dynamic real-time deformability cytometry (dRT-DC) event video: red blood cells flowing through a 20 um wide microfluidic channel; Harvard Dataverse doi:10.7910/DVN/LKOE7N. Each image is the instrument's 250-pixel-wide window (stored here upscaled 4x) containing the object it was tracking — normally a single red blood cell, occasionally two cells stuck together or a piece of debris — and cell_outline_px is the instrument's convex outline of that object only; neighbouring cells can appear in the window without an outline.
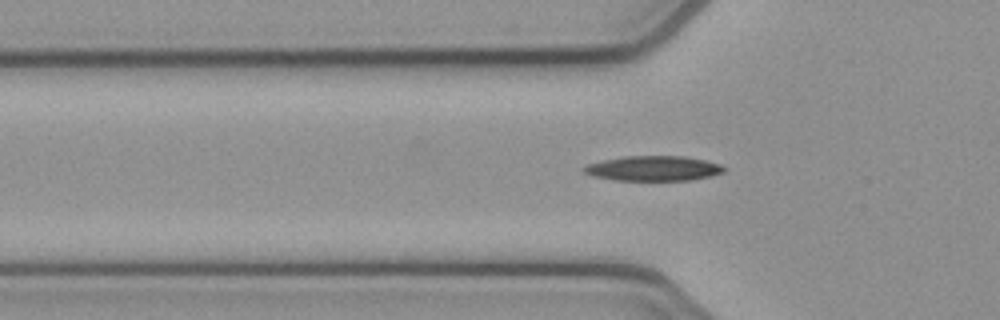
{"species": "common noctule bat (a hibernating species)", "species_latin": "Nyctalus noctula", "temperature_condition": "cold", "stored_images_in_passage": 39, "camera_frame_rate_fps": 3000, "um_per_image_px": 0.085, "animal": {"sex": "female", "body_mass_g": 21.9}, "frame": {"image": 1, "passage_image": 2, "time_ms": 0.333, "image_size_px": [1000, 320], "cell_outline_px": [[728, 168], [724, 172], [708, 176], [688, 180], [616, 180], [592, 176], [584, 172], [580, 168], [588, 164], [604, 160], [624, 156], [684, 156], [704, 160], [720, 164]], "centroid_in_image_um": [55.52, 14.31], "position_along_channel_um": 70.3, "area_um2": 20.29}}
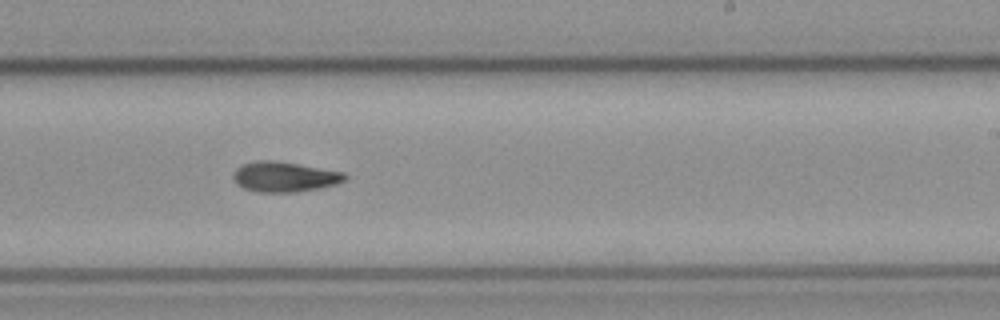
{"frame": {"image": 2, "passage_image": 17, "time_ms": 5.333, "image_size_px": [1000, 320], "cell_outline_px": [[348, 180], [336, 184], [320, 188], [296, 192], [256, 192], [244, 188], [236, 184], [232, 176], [232, 172], [236, 168], [244, 164], [260, 160], [272, 160], [344, 172], [348, 176]], "centroid_in_image_um": [24.18, 15.04], "position_along_channel_um": 264.8, "area_um2": 19.65}}
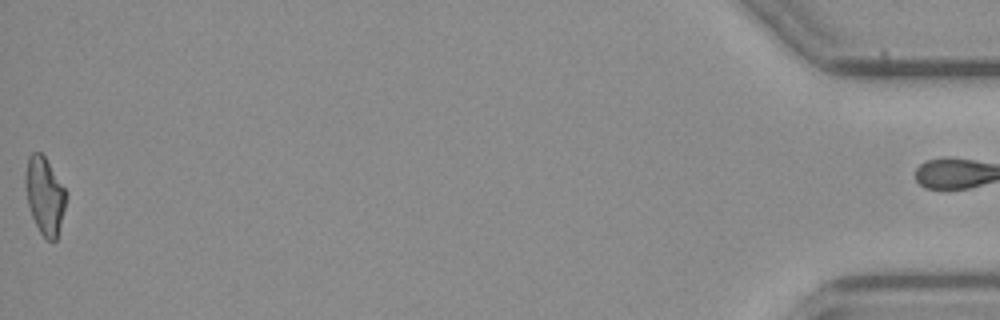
{"frame": {"image": 3, "passage_image": 38, "time_ms": 12.333, "image_size_px": [1000, 320], "cell_outline_px": [[68, 196], [56, 240], [48, 240], [40, 232], [32, 216], [28, 204], [24, 184], [24, 176], [28, 156], [32, 152], [40, 152], [44, 156], [68, 192]], "centroid_in_image_um": [3.8, 16.59], "position_along_channel_um": 431.4, "area_um2": 18.38}}